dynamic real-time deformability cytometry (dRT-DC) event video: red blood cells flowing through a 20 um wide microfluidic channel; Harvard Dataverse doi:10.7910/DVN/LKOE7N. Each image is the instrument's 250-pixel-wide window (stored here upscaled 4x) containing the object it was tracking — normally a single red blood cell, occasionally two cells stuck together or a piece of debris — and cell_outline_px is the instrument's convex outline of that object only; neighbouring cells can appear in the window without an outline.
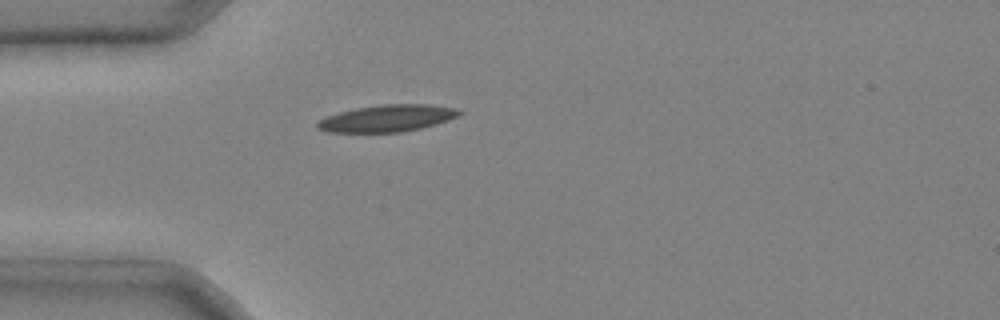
{"species": "common noctule bat (a hibernating species)", "species_latin": "Nyctalus noctula", "temperature_condition": "cold", "stored_images_in_passage": 1, "camera_frame_rate_fps": 3000, "um_per_image_px": 0.085, "animal": {"sex": "male", "body_mass_g": 20.4}, "frame": {"image": 1, "passage_image": 1, "time_ms": 0.0, "image_size_px": [1000, 320], "cell_outline_px": [[464, 112], [448, 120], [436, 124], [404, 132], [324, 132], [316, 128], [316, 124], [320, 120], [328, 116], [340, 112], [356, 108], [384, 104], [428, 104], [456, 108]], "centroid_in_image_um": [32.92, 10.06], "position_along_channel_um": 52.1, "area_um2": 22.14}}